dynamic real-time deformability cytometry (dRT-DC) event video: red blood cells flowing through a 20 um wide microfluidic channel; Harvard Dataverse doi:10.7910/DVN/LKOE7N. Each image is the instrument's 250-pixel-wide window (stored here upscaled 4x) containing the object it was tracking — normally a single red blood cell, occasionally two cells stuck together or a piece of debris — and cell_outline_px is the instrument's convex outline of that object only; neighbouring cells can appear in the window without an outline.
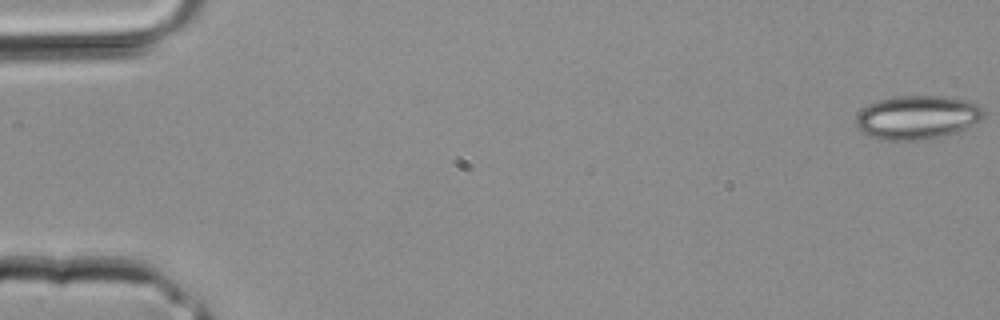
{"species": "common noctule bat (a hibernating species)", "species_latin": "Nyctalus noctula", "temperature_condition": "room temperature", "stored_images_in_passage": 3, "camera_frame_rate_fps": 3000, "um_per_image_px": 0.085, "animal": {"sex": "male", "body_mass_g": 20.4}, "frame": {"image": 1, "passage_image": 3, "time_ms": 0.667, "image_size_px": [1000, 320], "cell_outline_px": [[984, 112], [964, 132], [944, 136], [916, 140], [880, 140], [860, 132], [856, 124], [856, 116], [868, 104], [880, 100], [896, 96], [940, 96], [964, 100], [980, 104], [984, 108]], "centroid_in_image_um": [77.96, 9.99], "position_along_channel_um": 7.0, "area_um2": 32.6}}